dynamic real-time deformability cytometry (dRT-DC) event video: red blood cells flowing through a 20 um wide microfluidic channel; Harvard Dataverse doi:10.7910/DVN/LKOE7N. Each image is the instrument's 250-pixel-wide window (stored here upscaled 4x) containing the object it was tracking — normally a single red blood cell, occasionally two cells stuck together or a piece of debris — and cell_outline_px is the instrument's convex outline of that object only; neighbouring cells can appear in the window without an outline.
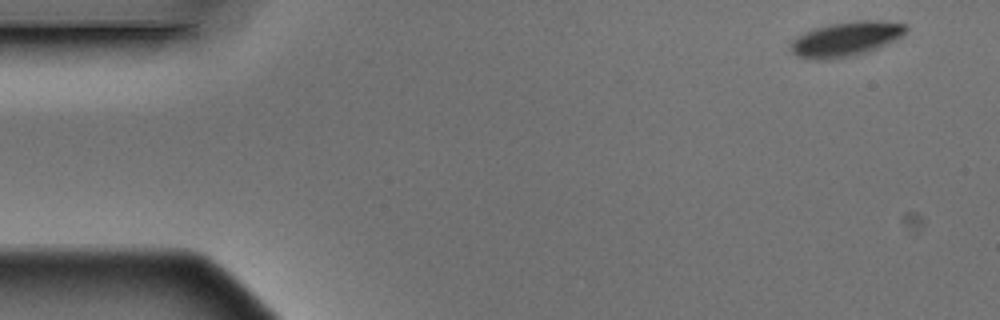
{"species": "Egyptian fruit bat (a non-hibernating species)", "species_latin": "Rousettus aegyptiacus", "temperature_condition": "warm", "stored_images_in_passage": 4, "camera_frame_rate_fps": 3000, "um_per_image_px": 0.085, "animal": {"sex": "male"}, "frame": {"image": 1, "passage_image": 1, "time_ms": 0.0, "image_size_px": [1000, 320], "cell_outline_px": [[908, 28], [896, 40], [876, 48], [864, 52], [848, 56], [828, 60], [816, 60], [796, 56], [792, 52], [792, 40], [796, 36], [804, 32], [816, 28], [832, 24], [856, 20], [880, 20], [904, 24]], "centroid_in_image_um": [71.88, 3.31], "position_along_channel_um": 13.1, "area_um2": 22.89}}
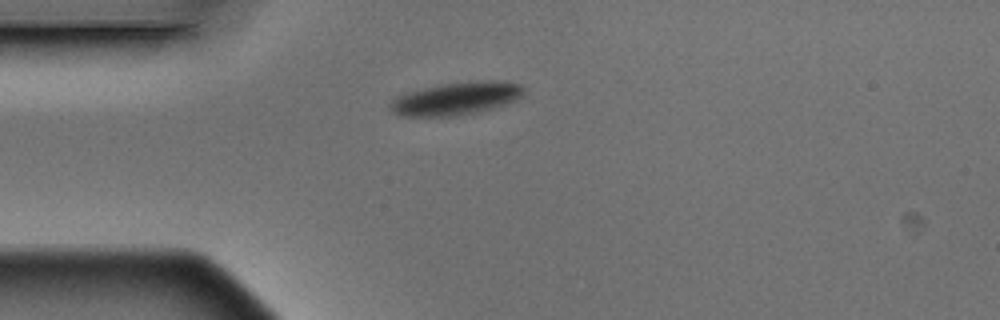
{"frame": {"image": 2, "passage_image": 4, "time_ms": 1.0, "image_size_px": [1000, 320], "cell_outline_px": [[524, 92], [520, 100], [480, 112], [456, 116], [400, 116], [392, 112], [388, 104], [396, 96], [408, 92], [424, 88], [444, 84], [476, 80], [492, 80], [520, 84], [524, 88]], "centroid_in_image_um": [38.81, 8.38], "position_along_channel_um": 46.2, "area_um2": 25.78}}